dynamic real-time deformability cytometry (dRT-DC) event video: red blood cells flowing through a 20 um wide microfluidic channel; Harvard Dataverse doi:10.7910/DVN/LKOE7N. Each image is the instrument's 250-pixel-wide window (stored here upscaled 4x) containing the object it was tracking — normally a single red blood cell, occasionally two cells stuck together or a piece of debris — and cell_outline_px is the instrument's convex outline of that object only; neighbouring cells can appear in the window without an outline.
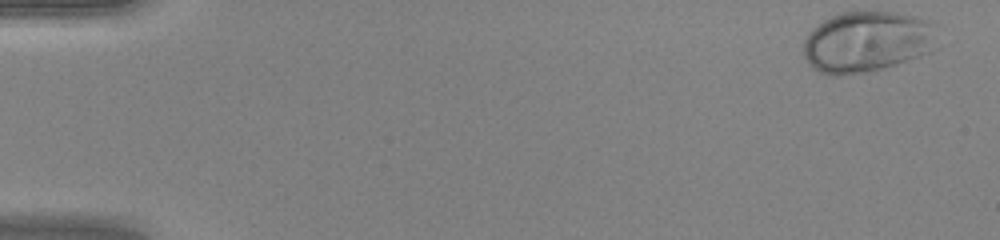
{"species": "human", "species_latin": "Homo sapiens", "temperature_condition": "warm", "stored_images_in_passage": 48, "camera_frame_rate_fps": 3000, "um_per_image_px": 0.085, "donor": {"sex": "female"}, "frame": {"image": 1, "passage_image": 1, "time_ms": 0.0, "image_size_px": [1000, 240], "cell_outline_px": [[936, 48], [920, 56], [884, 68], [864, 72], [836, 76], [828, 76], [812, 68], [808, 64], [804, 56], [804, 40], [808, 32], [812, 28], [824, 20], [840, 12], [896, 12], [916, 16], [932, 20], [936, 24]], "centroid_in_image_um": [73.71, 3.54], "position_along_channel_um": 11.3, "area_um2": 48.15}}
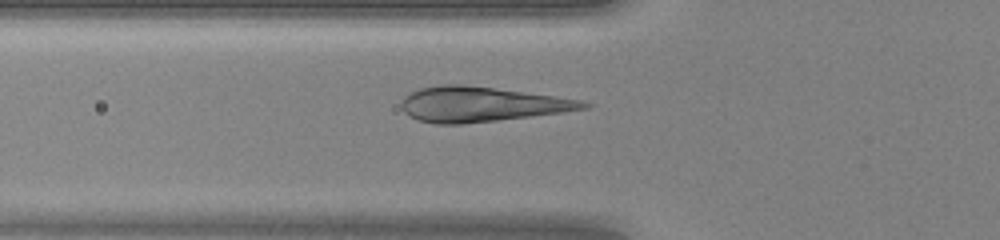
{"frame": {"image": 2, "passage_image": 17, "time_ms": 5.333, "image_size_px": [1000, 240], "cell_outline_px": [[592, 104], [588, 108], [564, 112], [532, 116], [460, 124], [436, 124], [420, 120], [404, 112], [400, 108], [400, 104], [404, 96], [408, 92], [420, 88], [440, 84], [464, 84], [552, 96], [580, 100]], "centroid_in_image_um": [40.85, 8.86], "position_along_channel_um": 85.0, "area_um2": 36.82}}
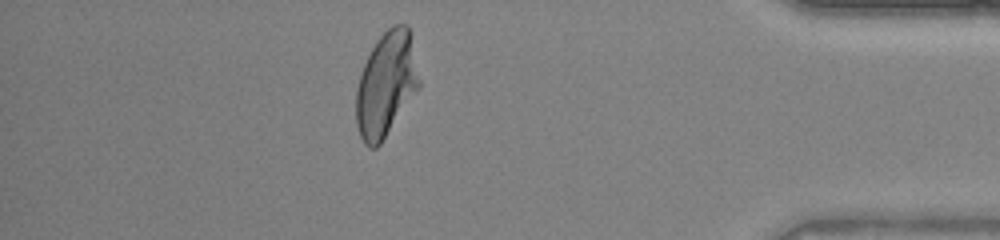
{"frame": {"image": 3, "passage_image": 42, "time_ms": 13.667, "image_size_px": [1000, 240], "cell_outline_px": [[420, 88], [380, 144], [376, 148], [368, 148], [364, 144], [360, 136], [356, 124], [356, 88], [360, 72], [376, 40], [392, 24], [408, 24], [420, 80]], "centroid_in_image_um": [32.81, 7.18], "position_along_channel_um": 402.4, "area_um2": 38.55}}